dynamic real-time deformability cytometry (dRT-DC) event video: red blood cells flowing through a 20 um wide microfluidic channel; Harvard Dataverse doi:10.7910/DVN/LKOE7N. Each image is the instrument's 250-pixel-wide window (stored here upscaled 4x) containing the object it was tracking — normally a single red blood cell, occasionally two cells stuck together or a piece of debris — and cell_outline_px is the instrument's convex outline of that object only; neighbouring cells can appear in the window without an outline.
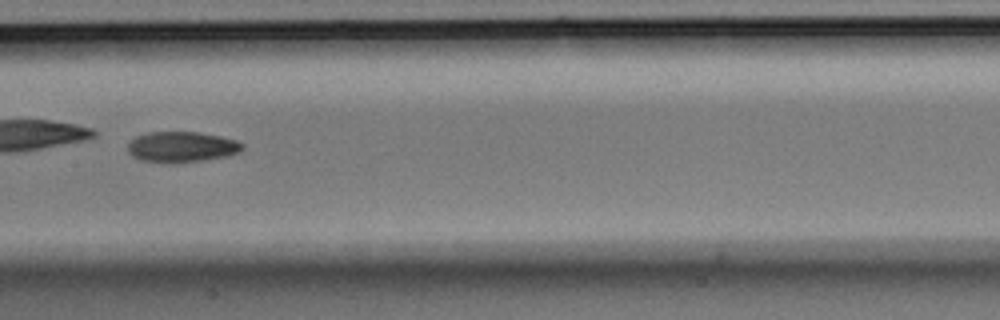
{"species": "Egyptian fruit bat (a non-hibernating species)", "species_latin": "Rousettus aegyptiacus", "temperature_condition": "room temperature", "stored_images_in_passage": 7, "camera_frame_rate_fps": 3000, "um_per_image_px": 0.085, "animal": {"sex": "male"}, "frame": {"image": 1, "passage_image": 5, "time_ms": 1.333, "image_size_px": [1000, 320], "cell_outline_px": [[244, 148], [240, 152], [228, 156], [172, 164], [168, 164], [140, 160], [132, 156], [128, 152], [128, 144], [136, 136], [148, 132], [200, 132], [220, 136], [236, 140], [244, 144]], "centroid_in_image_um": [15.44, 12.49], "position_along_channel_um": 192.0, "area_um2": 20.69}}
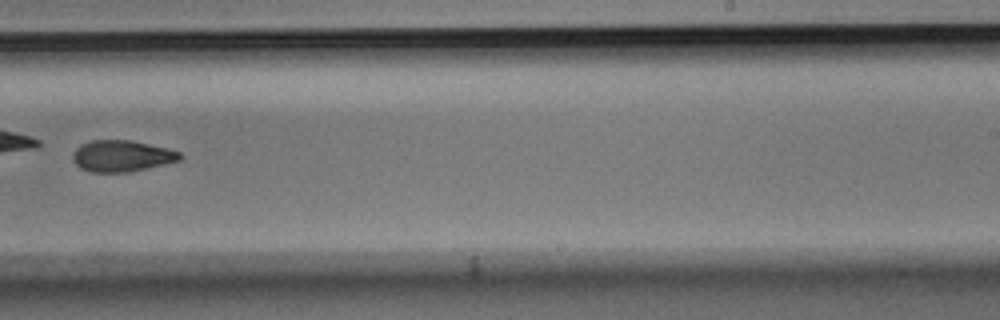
{"frame": {"image": 2, "passage_image": 7, "time_ms": 2.0, "image_size_px": [1000, 320], "cell_outline_px": [[184, 156], [180, 160], [164, 164], [128, 172], [92, 172], [80, 168], [72, 160], [72, 152], [80, 144], [92, 140], [132, 140], [168, 148], [180, 152]], "centroid_in_image_um": [10.34, 13.25], "position_along_channel_um": 278.7, "area_um2": 19.71}}